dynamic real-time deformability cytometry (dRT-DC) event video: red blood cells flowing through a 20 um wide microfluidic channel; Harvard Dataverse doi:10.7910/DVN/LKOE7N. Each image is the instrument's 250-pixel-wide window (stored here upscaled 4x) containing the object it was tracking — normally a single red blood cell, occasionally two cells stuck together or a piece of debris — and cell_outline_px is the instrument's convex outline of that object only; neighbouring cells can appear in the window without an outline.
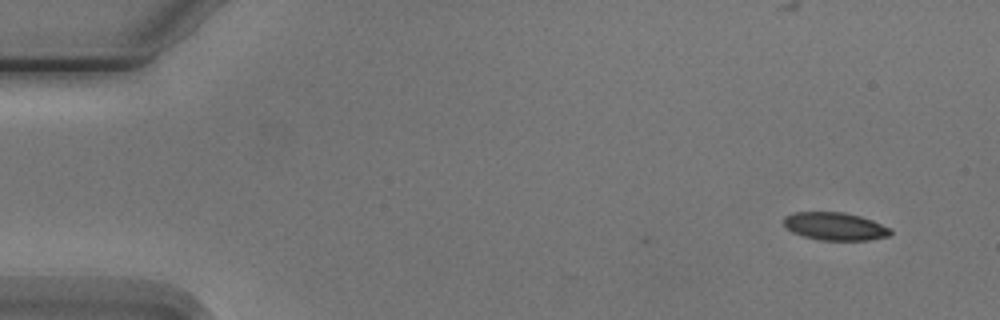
{"species": "Egyptian fruit bat (a non-hibernating species)", "species_latin": "Rousettus aegyptiacus", "temperature_condition": "cold", "stored_images_in_passage": 3, "camera_frame_rate_fps": 3000, "um_per_image_px": 0.085, "animal": {"sex": "male"}, "frame": {"image": 1, "passage_image": 3, "time_ms": 2.333, "image_size_px": [1000, 320], "cell_outline_px": [[892, 232], [888, 236], [868, 240], [820, 240], [804, 236], [792, 232], [784, 224], [784, 216], [792, 212], [844, 212], [860, 216], [872, 220], [892, 228]], "centroid_in_image_um": [70.99, 19.23], "position_along_channel_um": 14.0, "area_um2": 17.34}}